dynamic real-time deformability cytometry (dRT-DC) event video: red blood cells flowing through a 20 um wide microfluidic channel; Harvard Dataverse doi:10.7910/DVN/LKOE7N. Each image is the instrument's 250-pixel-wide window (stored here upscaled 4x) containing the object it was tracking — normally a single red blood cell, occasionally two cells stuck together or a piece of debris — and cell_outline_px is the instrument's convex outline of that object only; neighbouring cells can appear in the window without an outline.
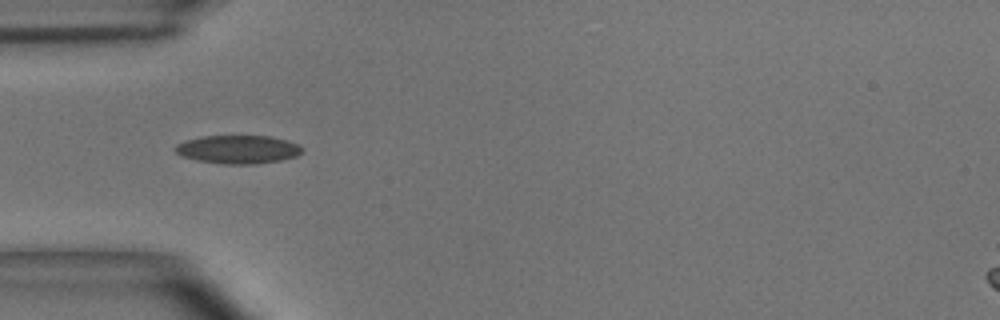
{"species": "common noctule bat (a hibernating species)", "species_latin": "Nyctalus noctula", "temperature_condition": "room temperature", "stored_images_in_passage": 38, "camera_frame_rate_fps": 3000, "um_per_image_px": 0.085, "animal": {"sex": "male", "body_mass_g": 15.6}, "frame": {"image": 1, "passage_image": 1, "time_ms": 0.0, "image_size_px": [1000, 320], "cell_outline_px": [[304, 152], [296, 156], [280, 160], [256, 164], [220, 164], [196, 160], [180, 156], [172, 148], [176, 144], [184, 140], [200, 136], [272, 136], [288, 140], [300, 144], [304, 148]], "centroid_in_image_um": [20.23, 12.69], "position_along_channel_um": 64.8, "area_um2": 21.44}}
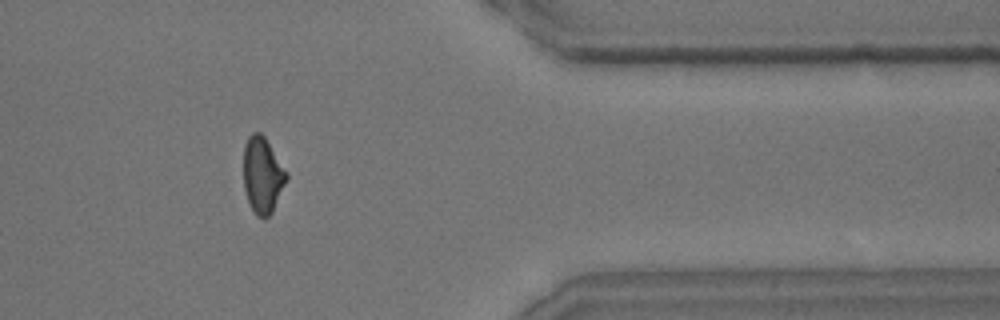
{"frame": {"image": 2, "passage_image": 29, "time_ms": 9.333, "image_size_px": [1000, 320], "cell_outline_px": [[288, 180], [272, 212], [264, 220], [256, 216], [248, 200], [244, 188], [244, 144], [248, 136], [252, 132], [260, 132], [264, 136], [288, 172]], "centroid_in_image_um": [22.33, 14.89], "position_along_channel_um": 389.1, "area_um2": 19.25}}
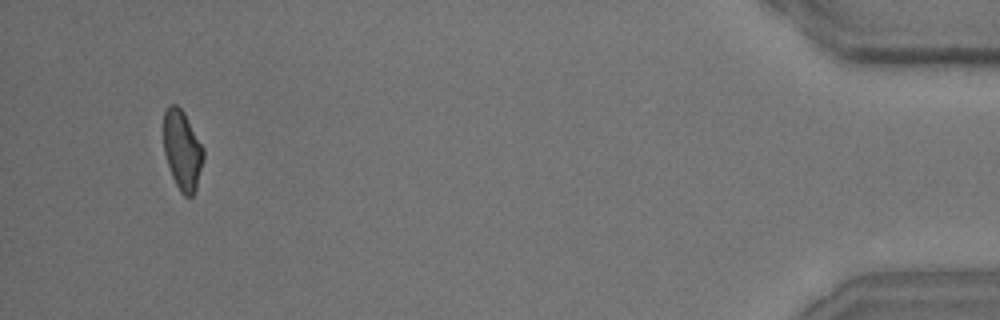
{"frame": {"image": 3, "passage_image": 36, "time_ms": 11.667, "image_size_px": [1000, 320], "cell_outline_px": [[204, 160], [196, 188], [192, 196], [184, 196], [180, 192], [172, 176], [164, 152], [164, 112], [172, 104], [176, 104], [184, 112], [204, 148]], "centroid_in_image_um": [15.51, 12.77], "position_along_channel_um": 419.7, "area_um2": 18.38}, "authors_computed_cell_mechanics": {"area_um2": 19.3919, "velocity_mm_per_s": 3.6847, "shape_relaxation_time_tau1_ms": 6.1609, "shape_relaxation_time_tau2_ms": 2.3136, "deformation_change_tau1": 0.1551, "deformation_change_tau2": 0.0851}}